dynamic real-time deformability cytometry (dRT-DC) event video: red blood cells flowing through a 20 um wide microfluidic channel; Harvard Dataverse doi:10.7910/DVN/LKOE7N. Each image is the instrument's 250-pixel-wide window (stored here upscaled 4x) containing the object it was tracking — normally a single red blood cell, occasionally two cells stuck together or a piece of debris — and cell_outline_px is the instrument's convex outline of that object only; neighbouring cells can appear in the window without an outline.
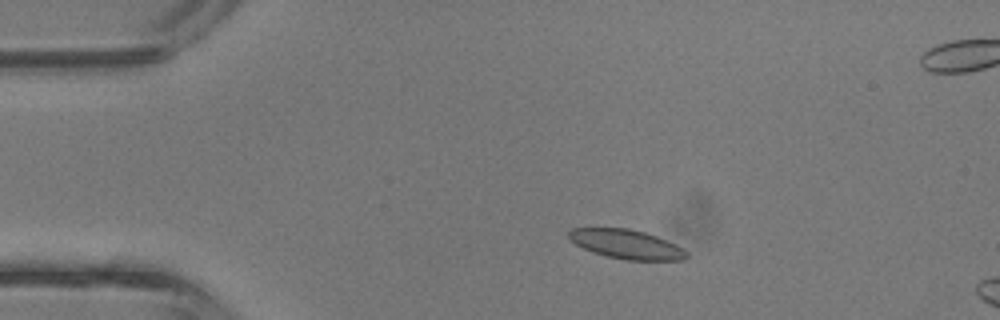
{"species": "common noctule bat (a hibernating species)", "species_latin": "Nyctalus noctula", "temperature_condition": "room temperature", "stored_images_in_passage": 4, "camera_frame_rate_fps": 3000, "um_per_image_px": 0.085, "animal": {"sex": "male", "body_mass_g": 13.3}, "frame": {"image": 1, "passage_image": 2, "time_ms": 0.333, "image_size_px": [1000, 320], "cell_outline_px": [[688, 256], [684, 260], [624, 260], [592, 252], [576, 244], [568, 236], [568, 232], [572, 228], [628, 228], [644, 232], [656, 236], [676, 244], [688, 252]], "centroid_in_image_um": [53.27, 20.76], "position_along_channel_um": 31.7, "area_um2": 19.94}}